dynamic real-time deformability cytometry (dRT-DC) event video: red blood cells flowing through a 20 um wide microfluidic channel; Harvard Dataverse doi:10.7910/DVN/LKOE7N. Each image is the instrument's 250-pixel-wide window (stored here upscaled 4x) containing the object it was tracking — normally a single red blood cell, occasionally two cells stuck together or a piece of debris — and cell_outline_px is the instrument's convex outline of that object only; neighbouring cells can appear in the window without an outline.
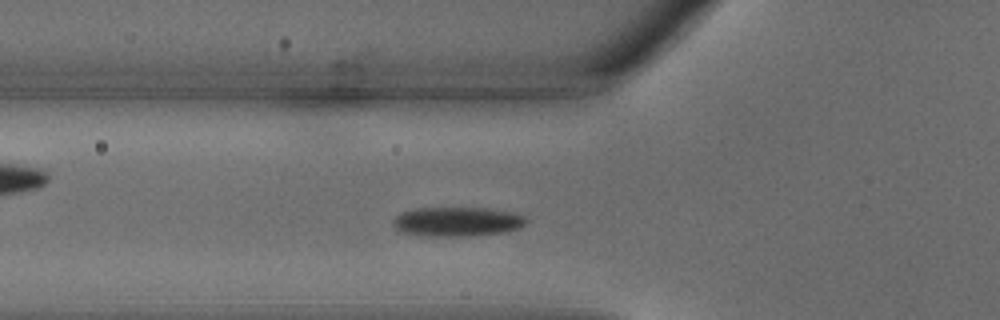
{"species": "common noctule bat (a hibernating species)", "species_latin": "Nyctalus noctula", "temperature_condition": "warm", "stored_images_in_passage": 29, "camera_frame_rate_fps": 3000, "um_per_image_px": 0.085, "animal": {"sex": "male", "body_mass_g": 18.8}, "frame": {"image": 1, "passage_image": 6, "time_ms": 1.667, "image_size_px": [1000, 320], "cell_outline_px": [[528, 220], [520, 228], [504, 232], [472, 236], [432, 236], [400, 232], [392, 224], [392, 220], [396, 216], [404, 212], [416, 208], [492, 208], [512, 212], [524, 216]], "centroid_in_image_um": [38.89, 18.84], "position_along_channel_um": 86.9, "area_um2": 22.83}}
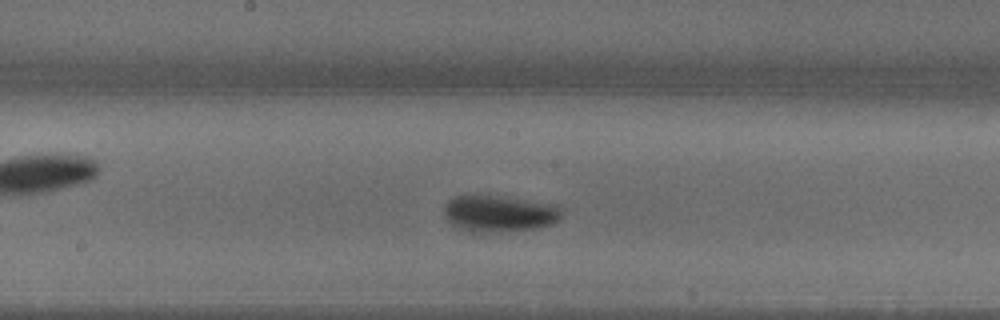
{"frame": {"image": 2, "passage_image": 12, "time_ms": 3.667, "image_size_px": [1000, 320], "cell_outline_px": [[564, 208], [560, 220], [552, 224], [536, 228], [480, 232], [472, 232], [452, 224], [444, 216], [444, 208], [448, 200], [456, 196], [488, 192], [560, 204]], "centroid_in_image_um": [42.51, 18.07], "position_along_channel_um": 205.7, "area_um2": 26.13}}
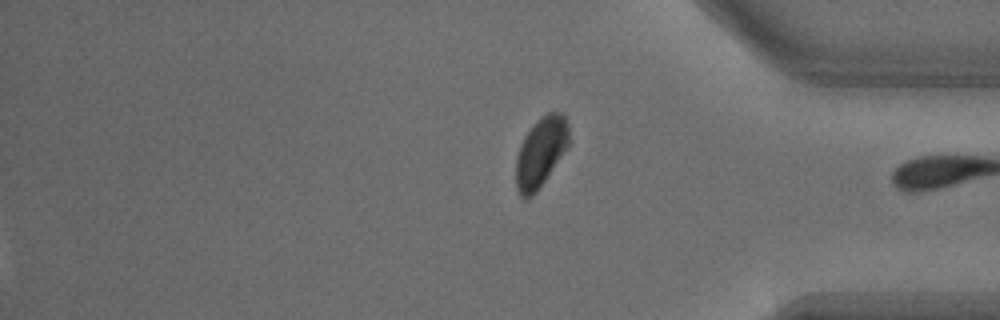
{"frame": {"image": 3, "passage_image": 29, "time_ms": 9.333, "image_size_px": [1000, 320], "cell_outline_px": [[568, 148], [540, 188], [528, 200], [524, 200], [520, 196], [516, 188], [516, 156], [520, 144], [524, 136], [548, 112], [560, 112], [564, 116], [568, 124]], "centroid_in_image_um": [45.95, 13.01], "position_along_channel_um": 389.2, "area_um2": 21.5}}